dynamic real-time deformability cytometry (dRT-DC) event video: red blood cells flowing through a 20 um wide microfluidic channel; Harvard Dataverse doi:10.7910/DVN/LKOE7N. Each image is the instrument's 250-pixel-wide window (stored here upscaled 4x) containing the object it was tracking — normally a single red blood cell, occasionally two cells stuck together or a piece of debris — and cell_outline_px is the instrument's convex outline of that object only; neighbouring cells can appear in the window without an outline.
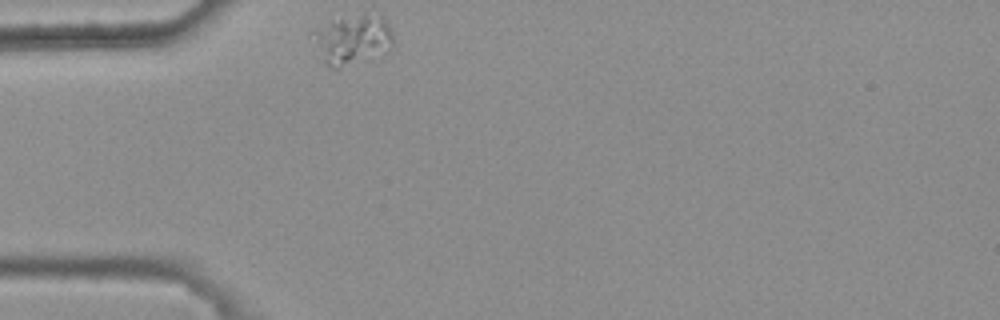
{"species": "common noctule bat (a hibernating species)", "species_latin": "Nyctalus noctula", "temperature_condition": "warm", "stored_images_in_passage": 42, "camera_frame_rate_fps": 3000, "um_per_image_px": 0.085, "animal": {"sex": "female", "body_mass_g": 25.1}, "frame": {"image": 1, "passage_image": 1, "time_ms": 0.0, "image_size_px": [1000, 320], "cell_outline_px": [[392, 44], [388, 52], [384, 56], [336, 68], [332, 68], [320, 60], [308, 36], [308, 32], [332, 20], [364, 12], [380, 12], [388, 24], [392, 32]], "centroid_in_image_um": [29.93, 3.35], "position_along_channel_um": 55.1, "area_um2": 24.68}}
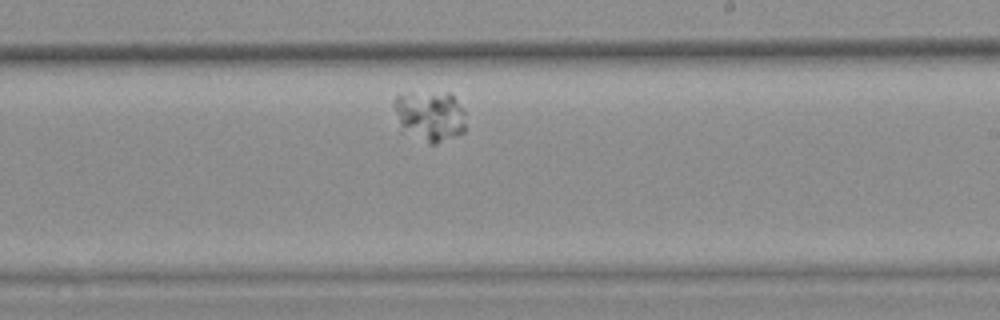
{"frame": {"image": 2, "passage_image": 20, "time_ms": 6.333, "image_size_px": [1000, 320], "cell_outline_px": [[464, 132], [456, 136], [436, 144], [428, 144], [400, 132], [392, 104], [392, 100], [396, 96], [448, 92], [456, 100], [464, 112]], "centroid_in_image_um": [36.48, 9.92], "position_along_channel_um": 252.5, "area_um2": 21.21}}
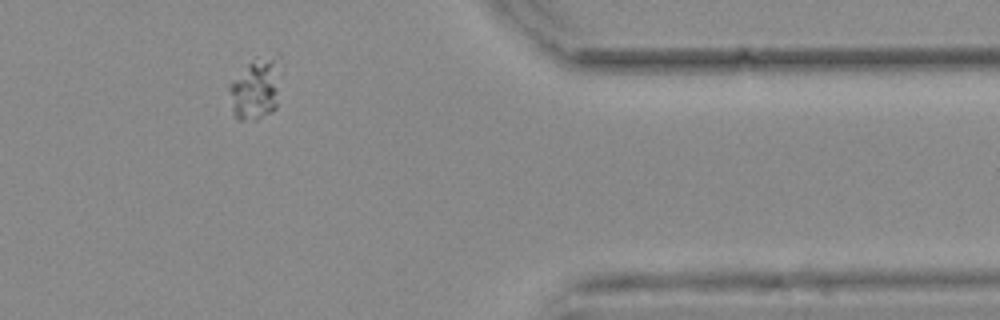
{"frame": {"image": 3, "passage_image": 34, "time_ms": 11.0, "image_size_px": [1000, 320], "cell_outline_px": [[280, 56], [276, 108], [272, 112], [256, 120], [236, 120], [232, 112], [228, 92], [228, 84], [256, 56], [280, 52]], "centroid_in_image_um": [21.72, 7.5], "position_along_channel_um": 389.7, "area_um2": 19.07}}